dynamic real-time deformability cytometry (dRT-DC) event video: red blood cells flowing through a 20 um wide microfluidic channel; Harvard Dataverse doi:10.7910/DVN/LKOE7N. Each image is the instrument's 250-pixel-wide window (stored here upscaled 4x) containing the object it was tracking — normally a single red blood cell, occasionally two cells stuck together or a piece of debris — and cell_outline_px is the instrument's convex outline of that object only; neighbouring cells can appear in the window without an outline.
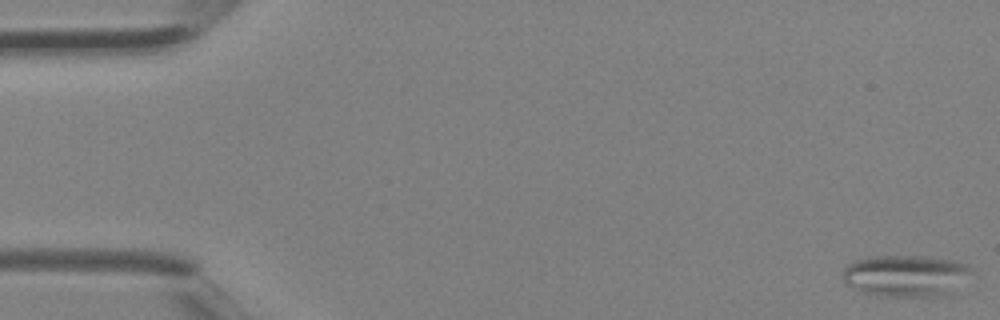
{"species": "Egyptian fruit bat (a non-hibernating species)", "species_latin": "Rousettus aegyptiacus", "temperature_condition": "room temperature", "stored_images_in_passage": 4, "camera_frame_rate_fps": 3000, "um_per_image_px": 0.085, "animal": {"sex": "female"}, "frame": {"image": 1, "passage_image": 1, "time_ms": 0.0, "image_size_px": [1000, 320], "cell_outline_px": [[972, 268], [948, 292], [936, 296], [880, 296], [864, 292], [848, 284], [840, 276], [844, 268], [848, 264], [856, 260], [872, 256], [924, 256], [948, 260], [968, 264]], "centroid_in_image_um": [76.87, 23.41], "position_along_channel_um": 8.1, "area_um2": 30.29}}